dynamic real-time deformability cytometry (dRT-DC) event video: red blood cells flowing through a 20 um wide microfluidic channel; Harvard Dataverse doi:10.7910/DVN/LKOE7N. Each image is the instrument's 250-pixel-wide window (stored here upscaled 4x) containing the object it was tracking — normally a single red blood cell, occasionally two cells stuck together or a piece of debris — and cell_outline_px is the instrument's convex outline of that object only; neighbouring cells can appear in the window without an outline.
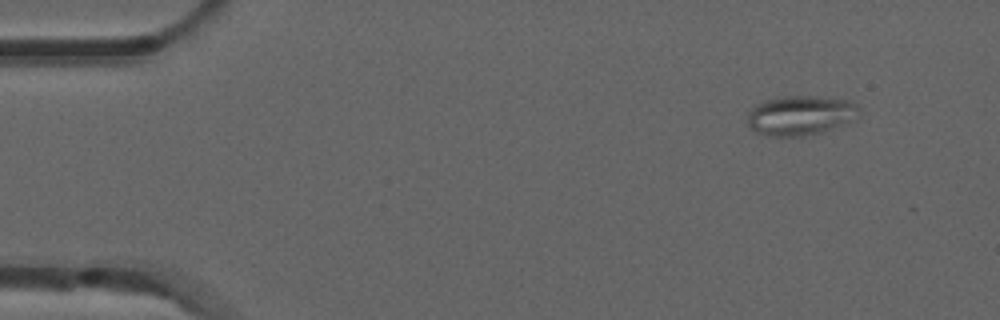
{"species": "common noctule bat (a hibernating species)", "species_latin": "Nyctalus noctula", "temperature_condition": "room temperature", "stored_images_in_passage": 4, "camera_frame_rate_fps": 3000, "um_per_image_px": 0.085, "animal": {"sex": "male", "forearm_length_mm": 52.5}, "frame": {"image": 1, "passage_image": 1, "time_ms": 0.0, "image_size_px": [1000, 320], "cell_outline_px": [[860, 116], [856, 120], [820, 132], [800, 136], [768, 136], [756, 132], [748, 124], [748, 108], [764, 100], [776, 96], [816, 96], [848, 100], [856, 104], [860, 108]], "centroid_in_image_um": [68.04, 9.79], "position_along_channel_um": 17.0, "area_um2": 26.13}}
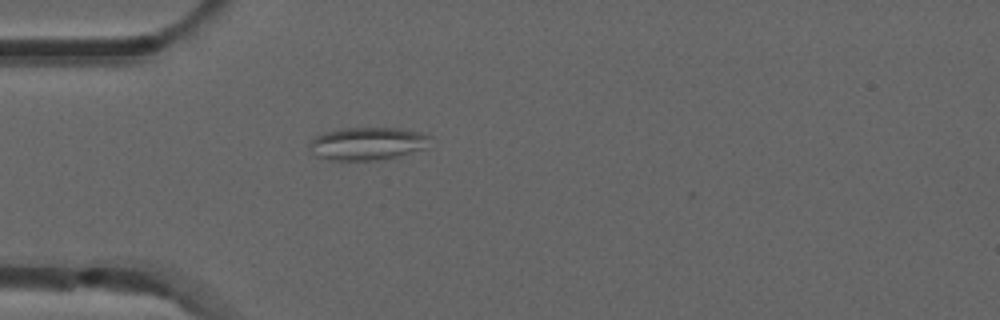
{"frame": {"image": 2, "passage_image": 4, "time_ms": 1.0, "image_size_px": [1000, 320], "cell_outline_px": [[432, 136], [424, 148], [396, 156], [376, 160], [332, 160], [316, 156], [308, 148], [312, 140], [316, 136], [324, 132], [340, 128], [396, 128], [420, 132]], "centroid_in_image_um": [31.19, 12.19], "position_along_channel_um": 53.8, "area_um2": 22.83}}